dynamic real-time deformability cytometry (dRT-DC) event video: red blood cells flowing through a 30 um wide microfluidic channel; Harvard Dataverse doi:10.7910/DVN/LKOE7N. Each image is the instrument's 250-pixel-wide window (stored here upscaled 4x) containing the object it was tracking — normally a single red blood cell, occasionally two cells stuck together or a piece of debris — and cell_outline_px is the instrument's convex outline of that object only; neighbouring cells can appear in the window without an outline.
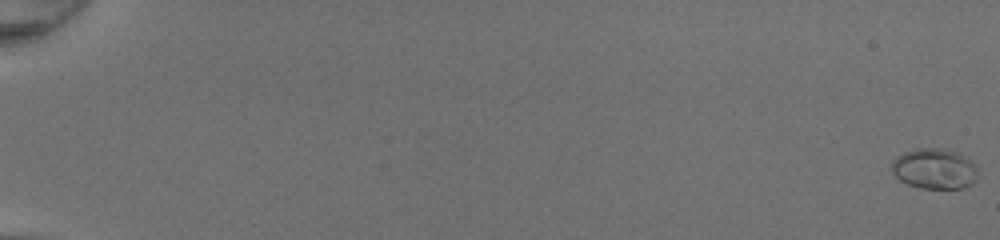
{"species": "common noctule bat (a hibernating species)", "species_latin": "Nyctalus noctula", "temperature_condition": "room temperature", "stored_images_in_passage": 52, "camera_frame_rate_fps": 3000, "um_per_image_px": 0.085, "animal": {"sex": "female", "body_mass_g": 20.0, "forearm_length_mm": 54.0}, "frame": {"image": 1, "passage_image": 1, "time_ms": 0.0, "image_size_px": [1000, 240], "cell_outline_px": [[980, 176], [972, 184], [964, 188], [920, 188], [908, 184], [900, 180], [892, 172], [892, 160], [896, 156], [904, 152], [916, 148], [944, 148], [960, 152], [980, 172]], "centroid_in_image_um": [79.45, 14.34], "position_along_channel_um": 5.6, "area_um2": 20.58}}
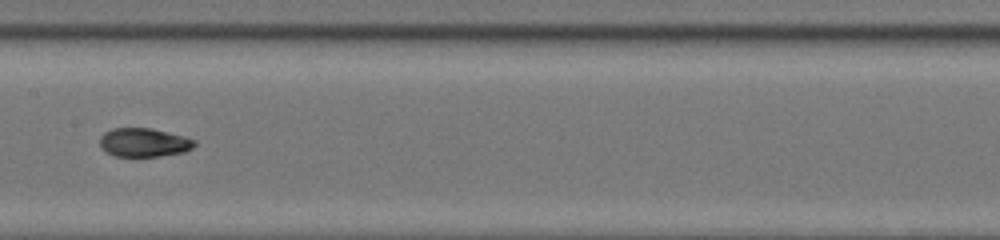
{"frame": {"image": 2, "passage_image": 30, "time_ms": 9.667, "image_size_px": [1000, 240], "cell_outline_px": [[196, 144], [192, 148], [184, 152], [160, 156], [116, 156], [108, 152], [100, 144], [100, 136], [104, 132], [112, 128], [148, 128], [184, 136], [196, 140]], "centroid_in_image_um": [12.25, 12.1], "position_along_channel_um": 195.2, "area_um2": 15.66}}
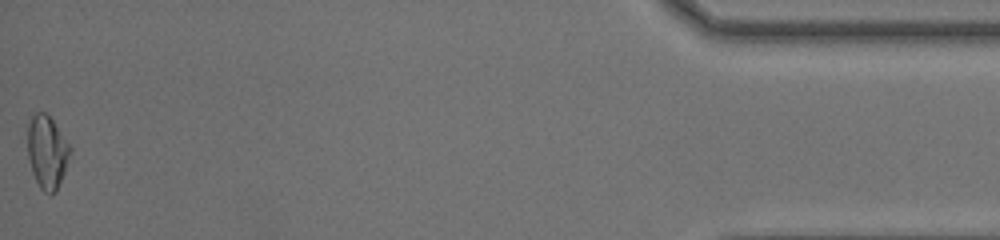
{"frame": {"image": 3, "passage_image": 52, "time_ms": 17.0, "image_size_px": [1000, 240], "cell_outline_px": [[72, 152], [56, 192], [52, 196], [48, 196], [40, 188], [32, 172], [28, 156], [28, 124], [32, 116], [36, 112], [44, 112], [52, 120], [72, 148]], "centroid_in_image_um": [4.01, 12.96], "position_along_channel_um": 431.2, "area_um2": 18.09}, "authors_computed_cell_mechanics": {"area_um2": 16.7331, "velocity_mm_per_s": 4.3177, "shape_relaxation_time_tau1_ms": 5.5629, "shape_relaxation_time_tau2_ms": 0.9165, "deformation_change_tau1": 0.2331, "deformation_change_tau2": 0.0357}}